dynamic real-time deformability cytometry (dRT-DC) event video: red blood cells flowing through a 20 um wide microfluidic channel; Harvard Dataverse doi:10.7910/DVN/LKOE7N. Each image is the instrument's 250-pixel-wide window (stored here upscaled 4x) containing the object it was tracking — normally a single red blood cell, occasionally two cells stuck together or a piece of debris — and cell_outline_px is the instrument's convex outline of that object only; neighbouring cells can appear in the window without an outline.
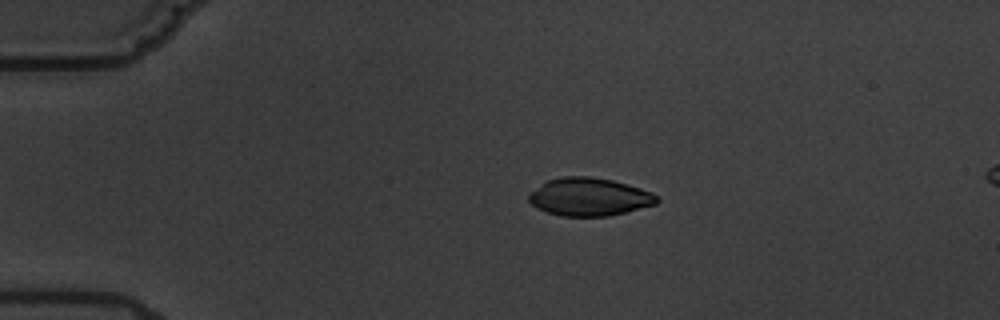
{"species": "common noctule bat (a hibernating species)", "species_latin": "Nyctalus noctula", "temperature_condition": "warm", "stored_images_in_passage": 6, "camera_frame_rate_fps": 3000, "um_per_image_px": 0.085, "animal": {"sex": "male", "body_mass_g": 19.5, "forearm_length_mm": 54.6}, "frame": {"image": 1, "passage_image": 4, "time_ms": 4.333, "image_size_px": [1000, 320], "cell_outline_px": [[660, 200], [656, 204], [608, 216], [560, 216], [548, 212], [532, 204], [528, 200], [528, 192], [548, 180], [564, 176], [588, 176], [612, 180], [640, 188], [652, 192]], "centroid_in_image_um": [50.07, 16.73], "position_along_channel_um": 34.9, "area_um2": 28.15}}